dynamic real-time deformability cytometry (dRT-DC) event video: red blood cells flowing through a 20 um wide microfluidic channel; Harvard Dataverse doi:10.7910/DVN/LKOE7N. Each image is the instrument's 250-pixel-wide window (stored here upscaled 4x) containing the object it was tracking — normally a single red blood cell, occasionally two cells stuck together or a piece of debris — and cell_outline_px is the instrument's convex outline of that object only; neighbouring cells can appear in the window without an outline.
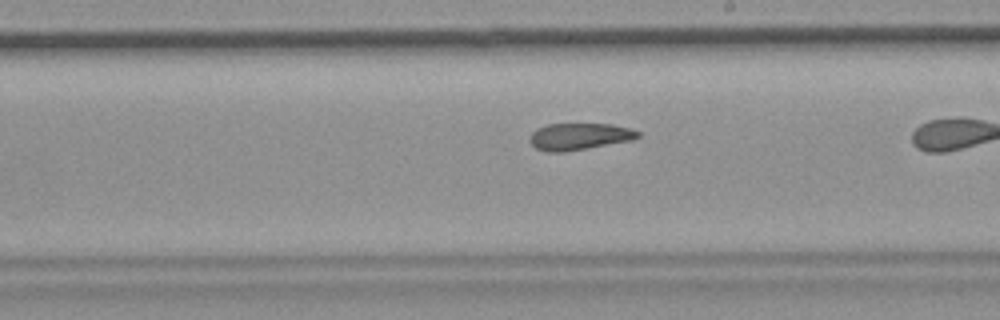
{"species": "common noctule bat (a hibernating species)", "species_latin": "Nyctalus noctula", "temperature_condition": "room temperature", "stored_images_in_passage": 40, "camera_frame_rate_fps": 3000, "um_per_image_px": 0.085, "animal": {"sex": "female", "body_mass_g": 19.9}, "frame": {"image": 1, "passage_image": 29, "time_ms": 9.333, "image_size_px": [1000, 320], "cell_outline_px": [[640, 136], [632, 140], [564, 152], [544, 152], [536, 148], [528, 140], [532, 132], [536, 128], [548, 124], [612, 124], [632, 128], [640, 132]], "centroid_in_image_um": [49.23, 11.6], "position_along_channel_um": 239.8, "area_um2": 16.99}}